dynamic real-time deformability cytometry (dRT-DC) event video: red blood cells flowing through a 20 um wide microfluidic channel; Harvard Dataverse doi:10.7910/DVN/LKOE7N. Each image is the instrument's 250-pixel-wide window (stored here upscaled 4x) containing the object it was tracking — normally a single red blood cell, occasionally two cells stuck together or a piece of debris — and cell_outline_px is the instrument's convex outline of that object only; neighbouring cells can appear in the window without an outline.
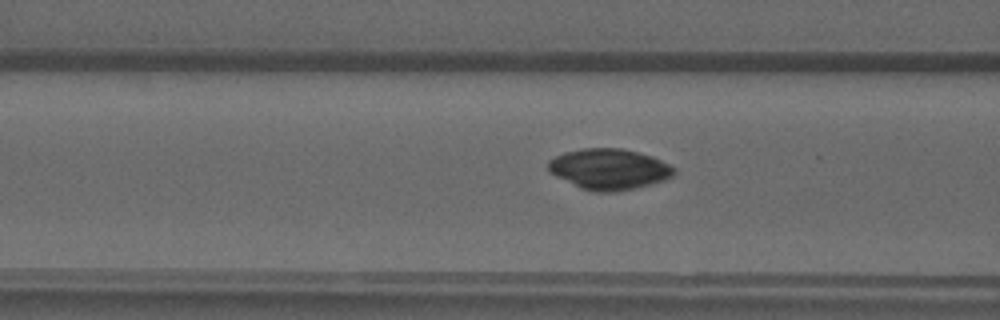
{"species": "common noctule bat (a hibernating species)", "species_latin": "Nyctalus noctula", "temperature_condition": "warm", "stored_images_in_passage": 50, "camera_frame_rate_fps": 3000, "um_per_image_px": 0.085, "animal": {"sex": "male", "forearm_length_mm": 52.5}, "frame": {"image": 1, "passage_image": 20, "time_ms": 6.333, "image_size_px": [1000, 320], "cell_outline_px": [[676, 172], [672, 176], [664, 180], [652, 184], [636, 188], [608, 192], [600, 192], [580, 188], [548, 172], [548, 160], [564, 152], [584, 148], [620, 148], [652, 156], [676, 168]], "centroid_in_image_um": [51.77, 14.37], "position_along_channel_um": 114.8, "area_um2": 29.77}}
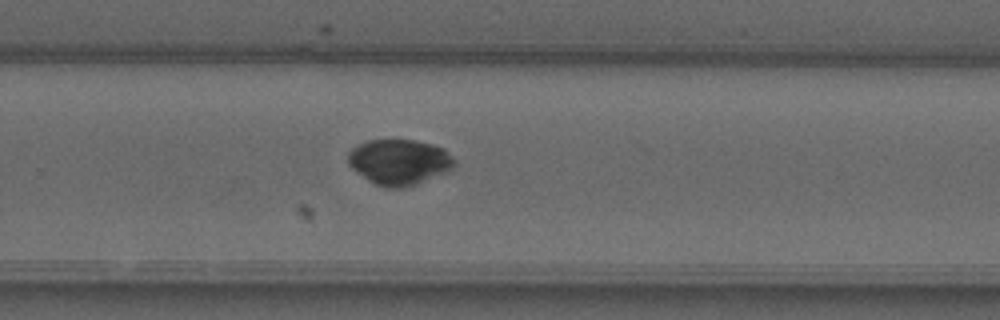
{"frame": {"image": 2, "passage_image": 33, "time_ms": 10.667, "image_size_px": [1000, 320], "cell_outline_px": [[456, 164], [448, 172], [416, 184], [404, 188], [384, 188], [368, 180], [356, 172], [348, 164], [348, 152], [356, 144], [368, 140], [412, 140], [432, 144], [444, 148], [456, 160]], "centroid_in_image_um": [33.94, 13.77], "position_along_channel_um": 295.9, "area_um2": 28.5}}
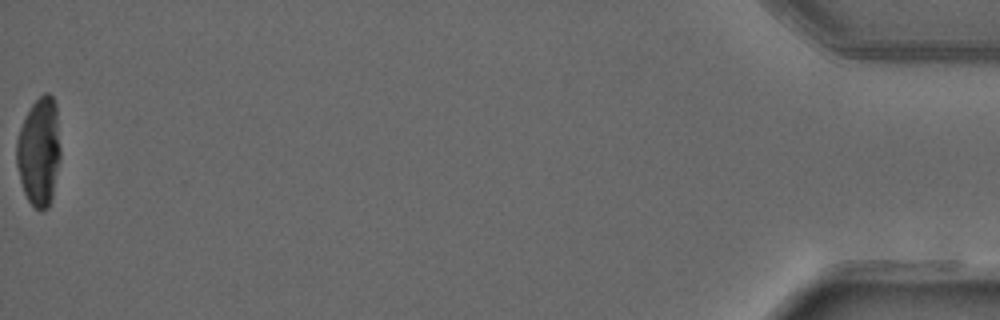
{"frame": {"image": 3, "passage_image": 50, "time_ms": 16.333, "image_size_px": [1000, 320], "cell_outline_px": [[60, 160], [52, 200], [48, 208], [36, 208], [28, 200], [24, 192], [20, 180], [16, 164], [16, 140], [20, 128], [32, 104], [44, 92], [48, 92], [52, 96], [56, 104], [60, 148]], "centroid_in_image_um": [3.33, 12.89], "position_along_channel_um": 431.9, "area_um2": 27.8}}